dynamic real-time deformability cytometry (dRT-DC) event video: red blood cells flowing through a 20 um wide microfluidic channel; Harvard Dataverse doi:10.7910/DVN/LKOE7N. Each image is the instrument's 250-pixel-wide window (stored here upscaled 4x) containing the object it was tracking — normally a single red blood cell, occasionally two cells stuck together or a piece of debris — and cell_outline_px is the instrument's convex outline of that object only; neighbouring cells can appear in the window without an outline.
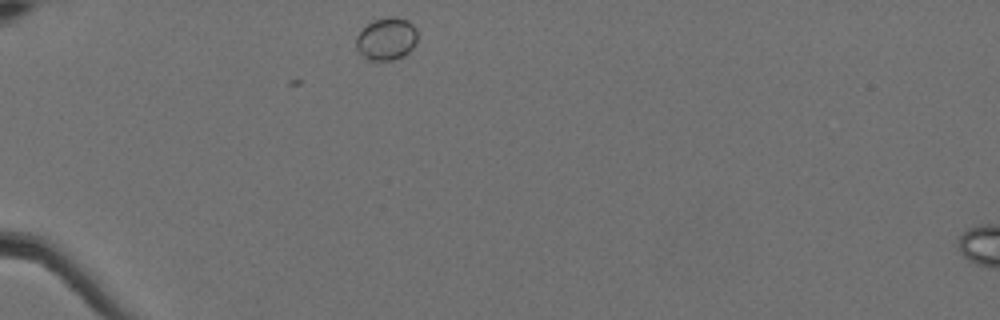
{"species": "Egyptian fruit bat (a non-hibernating species)", "species_latin": "Rousettus aegyptiacus", "temperature_condition": "cold", "stored_images_in_passage": 5, "camera_frame_rate_fps": 3000, "um_per_image_px": 0.085, "animal": {"sex": "female"}, "frame": {"image": 1, "passage_image": 1, "time_ms": 0.0, "image_size_px": [1000, 320], "cell_outline_px": [[416, 44], [404, 56], [392, 60], [372, 60], [364, 56], [356, 48], [356, 36], [368, 24], [376, 20], [388, 16], [392, 16], [408, 20], [416, 28]], "centroid_in_image_um": [32.87, 3.3], "position_along_channel_um": 52.1, "area_um2": 15.03}}